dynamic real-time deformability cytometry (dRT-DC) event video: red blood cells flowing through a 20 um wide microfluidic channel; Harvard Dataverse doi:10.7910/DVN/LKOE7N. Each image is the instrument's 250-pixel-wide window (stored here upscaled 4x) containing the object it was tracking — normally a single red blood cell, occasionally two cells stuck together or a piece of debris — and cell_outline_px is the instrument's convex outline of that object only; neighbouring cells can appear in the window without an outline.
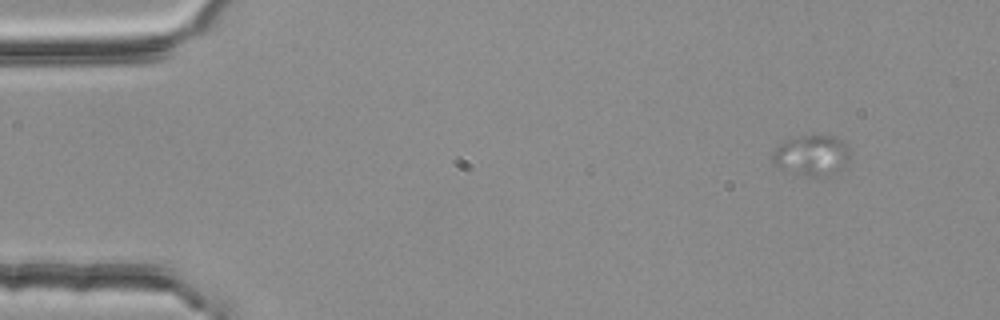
{"species": "common noctule bat (a hibernating species)", "species_latin": "Nyctalus noctula", "temperature_condition": "room temperature", "stored_images_in_passage": 3, "camera_frame_rate_fps": 3000, "um_per_image_px": 0.085, "animal": {"sex": "female", "body_mass_g": 25.1}, "frame": {"image": 1, "passage_image": 2, "time_ms": 0.333, "image_size_px": [1000, 320], "cell_outline_px": [[852, 152], [844, 168], [828, 176], [804, 176], [780, 168], [772, 160], [772, 152], [784, 140], [800, 136], [820, 132], [836, 136], [848, 144]], "centroid_in_image_um": [69.07, 13.15], "position_along_channel_um": 15.9, "area_um2": 19.07}}